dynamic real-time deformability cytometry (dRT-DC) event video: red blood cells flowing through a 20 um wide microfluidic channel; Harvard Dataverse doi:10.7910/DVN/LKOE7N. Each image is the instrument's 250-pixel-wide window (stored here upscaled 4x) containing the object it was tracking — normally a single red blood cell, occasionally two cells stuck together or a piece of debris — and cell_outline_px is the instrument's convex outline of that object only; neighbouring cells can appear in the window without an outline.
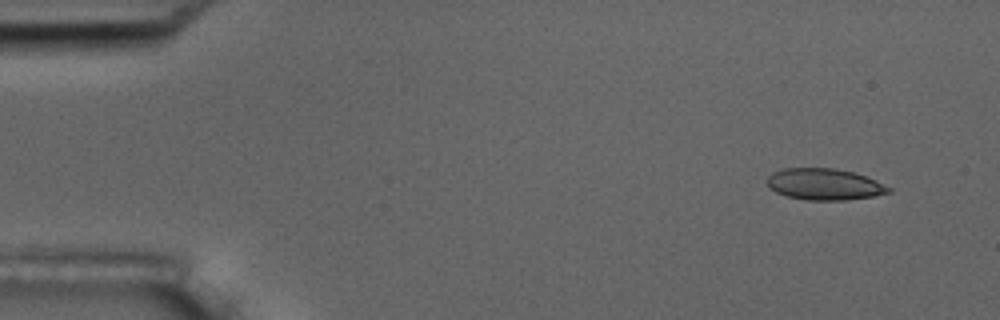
{"species": "common noctule bat (a hibernating species)", "species_latin": "Nyctalus noctula", "temperature_condition": "room temperature", "stored_images_in_passage": 5, "camera_frame_rate_fps": 3000, "um_per_image_px": 0.085, "animal": {"sex": "male", "body_mass_g": 17.5, "forearm_length_mm": 52.3}, "frame": {"image": 1, "passage_image": 1, "time_ms": 0.0, "image_size_px": [1000, 320], "cell_outline_px": [[892, 192], [872, 196], [848, 200], [808, 200], [788, 196], [776, 192], [768, 188], [768, 176], [772, 172], [784, 168], [836, 168], [852, 172], [864, 176], [892, 188]], "centroid_in_image_um": [70.05, 15.66], "position_along_channel_um": 14.9, "area_um2": 22.14}}
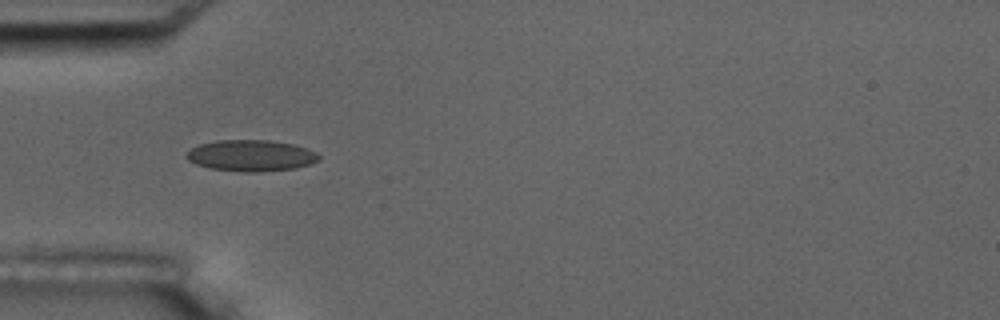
{"frame": {"image": 2, "passage_image": 4, "time_ms": 4.333, "image_size_px": [1000, 320], "cell_outline_px": [[320, 160], [296, 168], [260, 172], [244, 172], [208, 168], [196, 164], [188, 160], [184, 156], [184, 152], [200, 144], [216, 140], [268, 140], [296, 144], [316, 152], [320, 156]], "centroid_in_image_um": [21.31, 13.22], "position_along_channel_um": 63.7, "area_um2": 24.39}}